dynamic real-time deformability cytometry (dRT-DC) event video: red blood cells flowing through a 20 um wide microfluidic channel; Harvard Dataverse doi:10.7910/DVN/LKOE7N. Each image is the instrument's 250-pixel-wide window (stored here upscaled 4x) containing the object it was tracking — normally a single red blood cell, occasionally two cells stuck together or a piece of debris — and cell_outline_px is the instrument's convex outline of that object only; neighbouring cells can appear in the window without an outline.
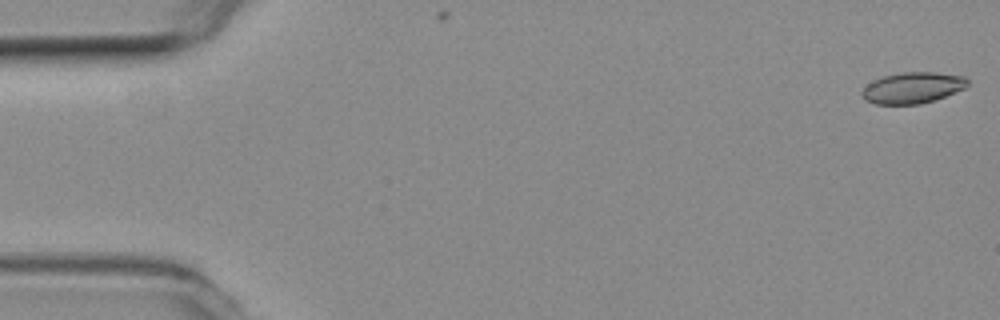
{"species": "common noctule bat (a hibernating species)", "species_latin": "Nyctalus noctula", "temperature_condition": "room temperature", "stored_images_in_passage": 5, "camera_frame_rate_fps": 3000, "um_per_image_px": 0.085, "animal": {"sex": "female", "body_mass_g": 19.3, "forearm_length_mm": 54.1}, "frame": {"image": 1, "passage_image": 1, "time_ms": 0.0, "image_size_px": [1000, 320], "cell_outline_px": [[968, 84], [964, 88], [944, 96], [920, 104], [876, 104], [864, 100], [860, 92], [872, 80], [884, 76], [904, 72], [936, 72], [964, 76], [968, 80]], "centroid_in_image_um": [77.54, 7.46], "position_along_channel_um": 7.5, "area_um2": 19.02}}